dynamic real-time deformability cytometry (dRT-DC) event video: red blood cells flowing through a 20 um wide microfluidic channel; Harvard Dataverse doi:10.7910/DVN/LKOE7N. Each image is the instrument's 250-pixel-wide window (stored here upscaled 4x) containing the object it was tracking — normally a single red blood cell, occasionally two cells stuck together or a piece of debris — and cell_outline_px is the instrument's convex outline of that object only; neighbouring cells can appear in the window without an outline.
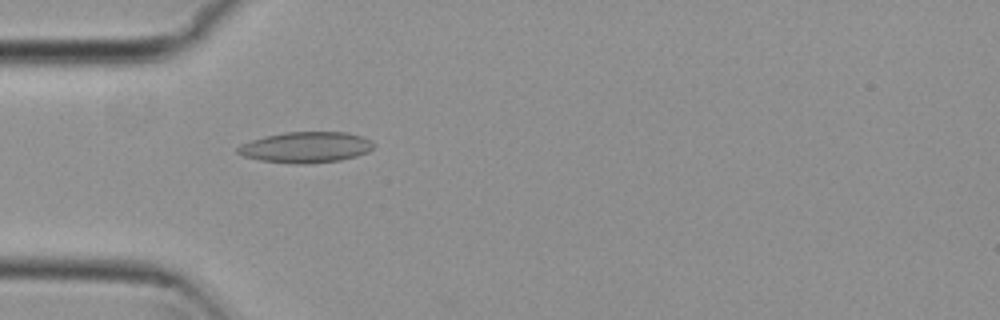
{"species": "common noctule bat (a hibernating species)", "species_latin": "Nyctalus noctula", "temperature_condition": "cold", "stored_images_in_passage": 3, "camera_frame_rate_fps": 3000, "um_per_image_px": 0.085, "animal": {"sex": "female", "body_mass_g": 29.2, "forearm_length_mm": 56.3}, "frame": {"image": 1, "passage_image": 3, "time_ms": 0.667, "image_size_px": [1000, 320], "cell_outline_px": [[376, 144], [368, 152], [356, 156], [340, 160], [308, 164], [296, 164], [260, 160], [244, 156], [236, 152], [236, 148], [240, 144], [264, 136], [284, 132], [348, 132], [364, 136], [372, 140]], "centroid_in_image_um": [26.03, 12.51], "position_along_channel_um": 59.0, "area_um2": 24.68}}